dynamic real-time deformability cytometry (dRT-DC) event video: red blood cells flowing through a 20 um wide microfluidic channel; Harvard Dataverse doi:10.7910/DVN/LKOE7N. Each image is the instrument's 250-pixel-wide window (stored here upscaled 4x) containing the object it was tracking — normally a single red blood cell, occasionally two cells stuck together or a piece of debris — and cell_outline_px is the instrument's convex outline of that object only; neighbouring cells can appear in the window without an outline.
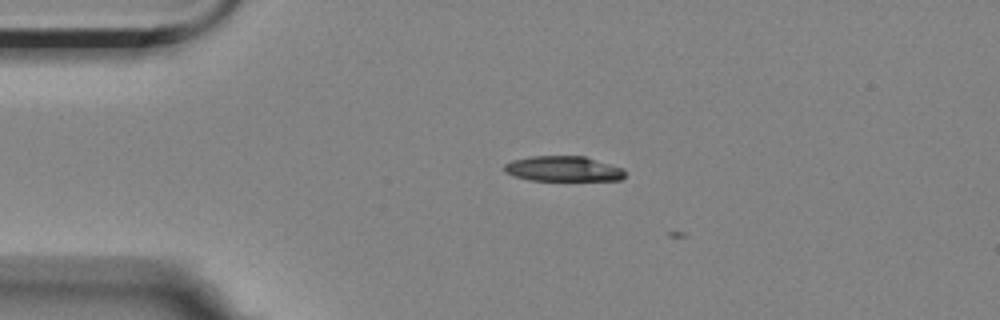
{"species": "Egyptian fruit bat (a non-hibernating species)", "species_latin": "Rousettus aegyptiacus", "temperature_condition": "room temperature", "stored_images_in_passage": 2, "camera_frame_rate_fps": 3000, "um_per_image_px": 0.085, "animal": {"sex": "female"}, "frame": {"image": 1, "passage_image": 1, "time_ms": 0.0, "image_size_px": [1000, 320], "cell_outline_px": [[624, 176], [620, 180], [528, 180], [512, 176], [504, 172], [504, 164], [512, 160], [532, 156], [584, 156], [624, 168]], "centroid_in_image_um": [47.84, 14.35], "position_along_channel_um": 37.2, "area_um2": 17.8}}